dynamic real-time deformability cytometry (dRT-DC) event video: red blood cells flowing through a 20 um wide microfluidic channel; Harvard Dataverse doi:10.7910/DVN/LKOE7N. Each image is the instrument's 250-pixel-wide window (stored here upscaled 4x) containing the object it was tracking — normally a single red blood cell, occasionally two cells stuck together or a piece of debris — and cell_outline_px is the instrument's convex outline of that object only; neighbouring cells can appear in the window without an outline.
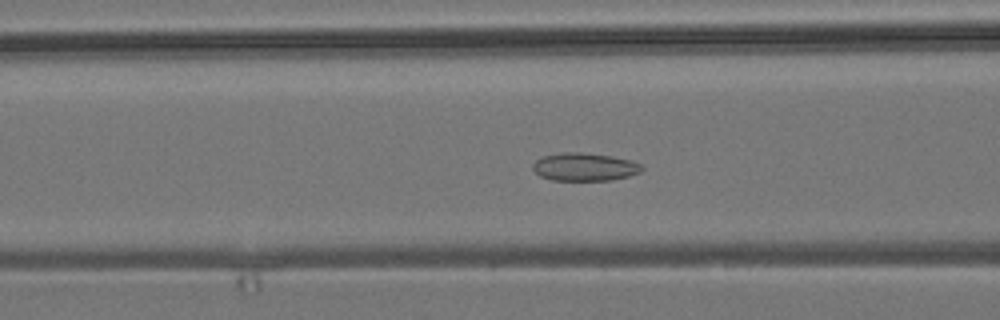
{"species": "common noctule bat (a hibernating species)", "species_latin": "Nyctalus noctula", "temperature_condition": "room temperature", "stored_images_in_passage": 54, "camera_frame_rate_fps": 3000, "um_per_image_px": 0.085, "animal": {"sex": "male", "body_mass_g": 19.2, "forearm_length_mm": 51.8}, "frame": {"image": 1, "passage_image": 21, "time_ms": 6.667, "image_size_px": [1000, 320], "cell_outline_px": [[644, 168], [640, 172], [628, 176], [612, 180], [552, 180], [540, 176], [532, 168], [532, 164], [536, 160], [544, 156], [560, 152], [580, 152], [612, 156], [628, 160], [640, 164]], "centroid_in_image_um": [49.66, 14.18], "position_along_channel_um": 116.9, "area_um2": 17.69}}
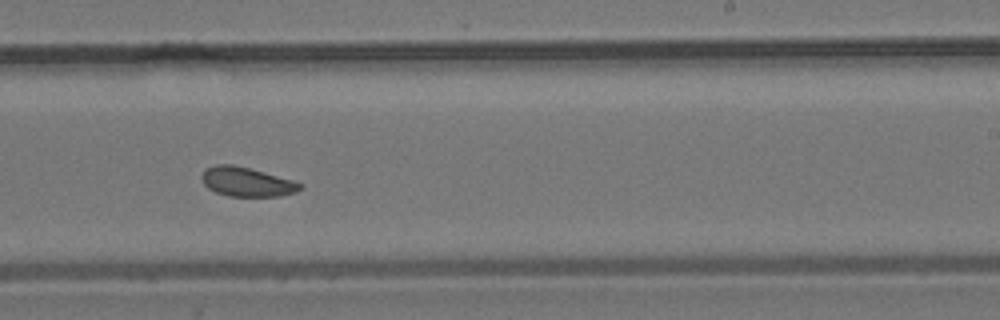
{"frame": {"image": 2, "passage_image": 33, "time_ms": 10.667, "image_size_px": [1000, 320], "cell_outline_px": [[304, 188], [296, 192], [280, 196], [228, 196], [216, 192], [208, 188], [204, 184], [200, 176], [204, 168], [216, 164], [232, 164], [264, 172], [292, 180], [304, 184]], "centroid_in_image_um": [20.96, 15.45], "position_along_channel_um": 268.0, "area_um2": 16.88}}
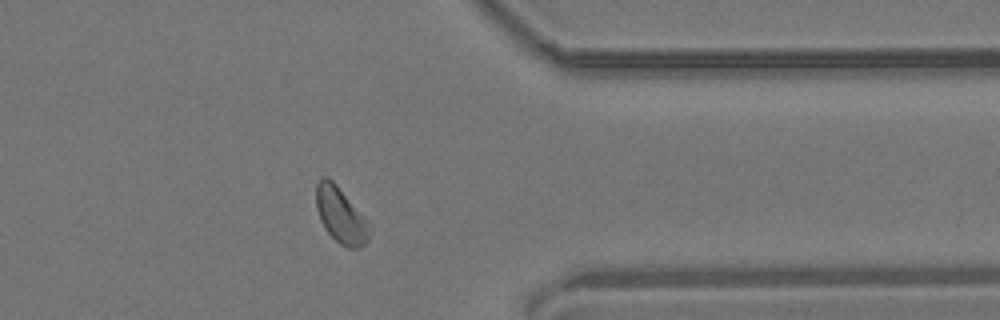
{"frame": {"image": 3, "passage_image": 43, "time_ms": 14.0, "image_size_px": [1000, 320], "cell_outline_px": [[372, 228], [368, 240], [360, 248], [348, 248], [340, 244], [324, 228], [320, 220], [316, 208], [316, 184], [320, 176], [328, 176], [336, 184], [372, 224]], "centroid_in_image_um": [28.98, 18.29], "position_along_channel_um": 382.4, "area_um2": 17.69}, "authors_computed_cell_mechanics": {"area_um2": 17.6868, "velocity_mm_per_s": 3.7835, "shape_relaxation_time_tau1_ms": null, "shape_relaxation_time_tau2_ms": 5.8033, "deformation_change_tau1": null, "deformation_change_tau2": 0.0971}}